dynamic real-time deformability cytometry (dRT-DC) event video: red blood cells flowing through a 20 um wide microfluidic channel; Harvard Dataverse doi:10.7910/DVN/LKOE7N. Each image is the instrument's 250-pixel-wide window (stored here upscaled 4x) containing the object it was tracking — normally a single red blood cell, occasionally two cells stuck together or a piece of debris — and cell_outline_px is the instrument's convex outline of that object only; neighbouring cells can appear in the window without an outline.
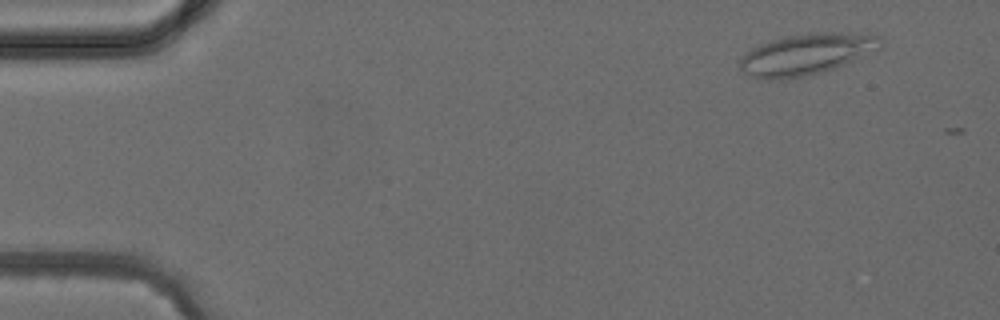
{"species": "common noctule bat (a hibernating species)", "species_latin": "Nyctalus noctula", "temperature_condition": "cold", "stored_images_in_passage": 5, "camera_frame_rate_fps": 3000, "um_per_image_px": 0.085, "animal": {"sex": "female", "body_mass_g": 24.6, "forearm_length_mm": 56.2}, "frame": {"image": 1, "passage_image": 2, "time_ms": 1.0, "image_size_px": [1000, 320], "cell_outline_px": [[884, 44], [880, 48], [832, 68], [820, 72], [804, 76], [776, 80], [764, 80], [752, 76], [740, 68], [740, 60], [752, 48], [760, 44], [772, 40], [788, 36], [808, 32], [840, 32], [880, 36]], "centroid_in_image_um": [68.53, 4.59], "position_along_channel_um": 16.5, "area_um2": 33.12}}